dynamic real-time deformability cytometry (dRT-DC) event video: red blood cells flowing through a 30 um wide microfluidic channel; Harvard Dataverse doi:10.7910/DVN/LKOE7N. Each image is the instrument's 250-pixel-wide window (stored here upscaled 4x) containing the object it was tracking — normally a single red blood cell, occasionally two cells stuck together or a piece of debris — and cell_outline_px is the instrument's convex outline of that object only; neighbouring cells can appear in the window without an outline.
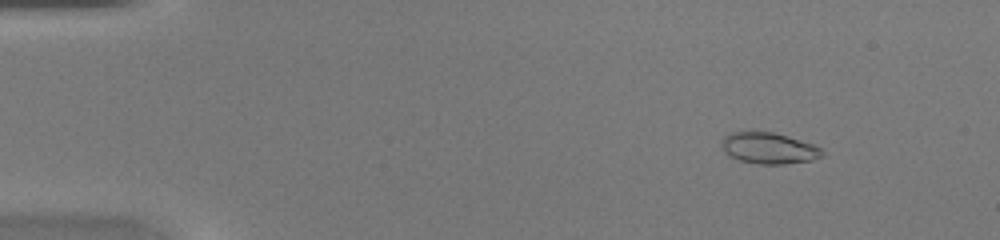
{"species": "common noctule bat (a hibernating species)", "species_latin": "Nyctalus noctula", "temperature_condition": "warm", "stored_images_in_passage": 45, "camera_frame_rate_fps": 3000, "um_per_image_px": 0.085, "animal": {"sex": "female", "body_mass_g": 20.0, "forearm_length_mm": 54.0}, "frame": {"image": 1, "passage_image": 6, "time_ms": 1.667, "image_size_px": [1000, 240], "cell_outline_px": [[824, 156], [812, 160], [784, 164], [760, 164], [740, 160], [724, 152], [720, 144], [724, 136], [732, 132], [772, 132], [812, 144], [820, 148], [824, 152]], "centroid_in_image_um": [65.34, 12.6], "position_along_channel_um": 19.7, "area_um2": 18.03}}
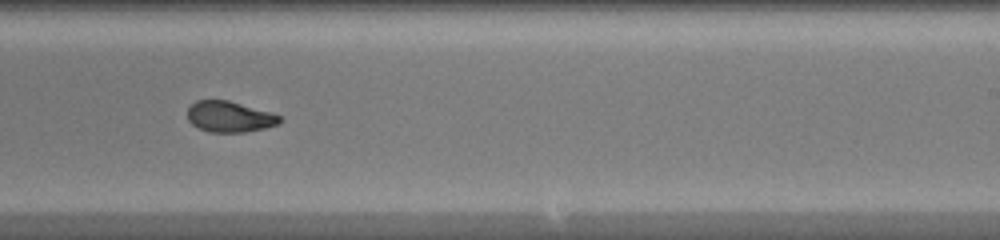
{"frame": {"image": 2, "passage_image": 29, "time_ms": 9.333, "image_size_px": [1000, 240], "cell_outline_px": [[284, 120], [280, 124], [264, 128], [244, 132], [208, 132], [196, 128], [188, 120], [188, 108], [196, 100], [228, 100], [272, 112], [280, 116]], "centroid_in_image_um": [19.53, 9.92], "position_along_channel_um": 269.5, "area_um2": 16.82}}
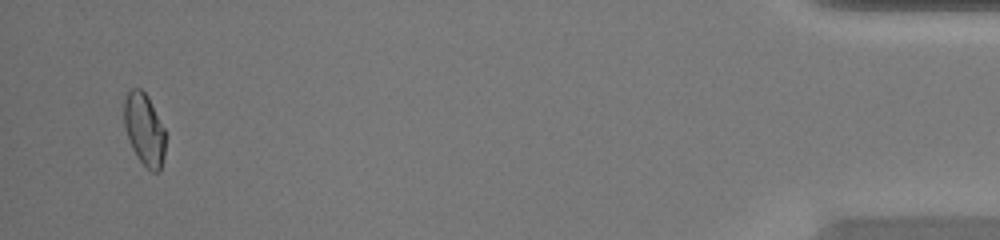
{"frame": {"image": 3, "passage_image": 44, "time_ms": 14.333, "image_size_px": [1000, 240], "cell_outline_px": [[164, 156], [160, 168], [156, 172], [152, 172], [136, 156], [132, 148], [124, 124], [124, 100], [128, 92], [132, 88], [140, 88], [148, 96], [164, 128]], "centroid_in_image_um": [12.25, 10.97], "position_along_channel_um": 422.9, "area_um2": 17.05}}